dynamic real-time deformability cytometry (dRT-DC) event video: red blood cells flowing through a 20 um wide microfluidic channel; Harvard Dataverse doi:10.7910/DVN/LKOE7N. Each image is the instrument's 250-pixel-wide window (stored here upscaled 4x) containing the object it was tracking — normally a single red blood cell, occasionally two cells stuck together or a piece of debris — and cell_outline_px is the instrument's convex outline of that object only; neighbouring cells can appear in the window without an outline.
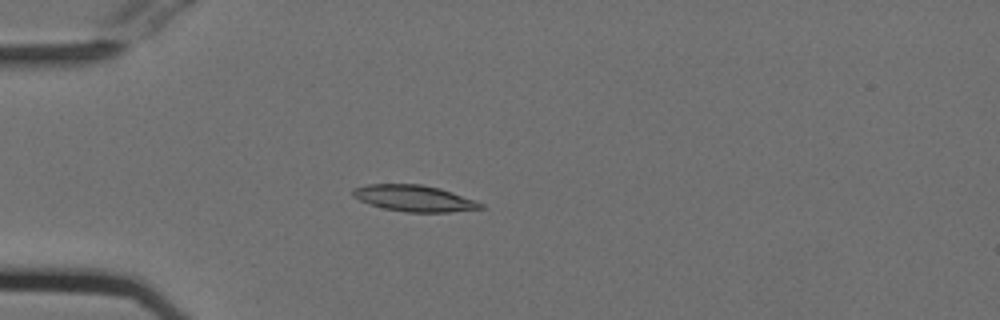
{"species": "Egyptian fruit bat (a non-hibernating species)", "species_latin": "Rousettus aegyptiacus", "temperature_condition": "cold", "stored_images_in_passage": 49, "camera_frame_rate_fps": 3000, "um_per_image_px": 0.085, "animal": {"sex": "female"}, "frame": {"image": 1, "passage_image": 10, "time_ms": 3.0, "image_size_px": [1000, 320], "cell_outline_px": [[484, 208], [448, 212], [408, 212], [384, 208], [360, 200], [352, 196], [352, 188], [368, 184], [424, 184], [440, 188], [476, 200], [484, 204]], "centroid_in_image_um": [35.23, 16.84], "position_along_channel_um": 49.8, "area_um2": 19.54}}
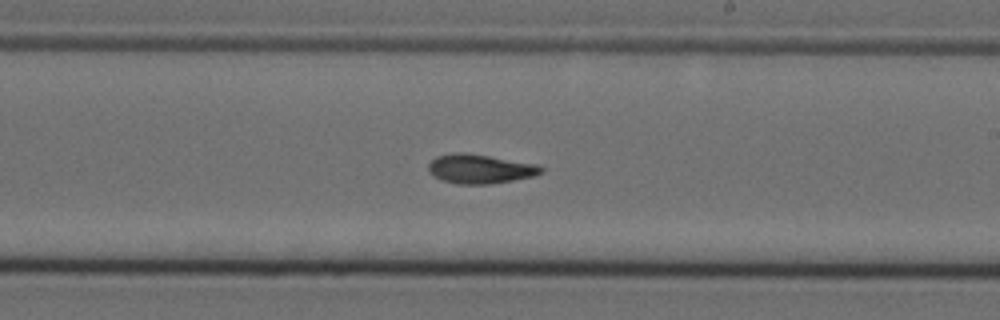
{"frame": {"image": 2, "passage_image": 27, "time_ms": 8.667, "image_size_px": [1000, 320], "cell_outline_px": [[544, 172], [532, 176], [492, 184], [456, 184], [440, 180], [432, 176], [428, 172], [428, 164], [436, 156], [456, 152], [464, 152], [536, 164], [544, 168]], "centroid_in_image_um": [40.75, 14.36], "position_along_channel_um": 248.3, "area_um2": 19.25}}
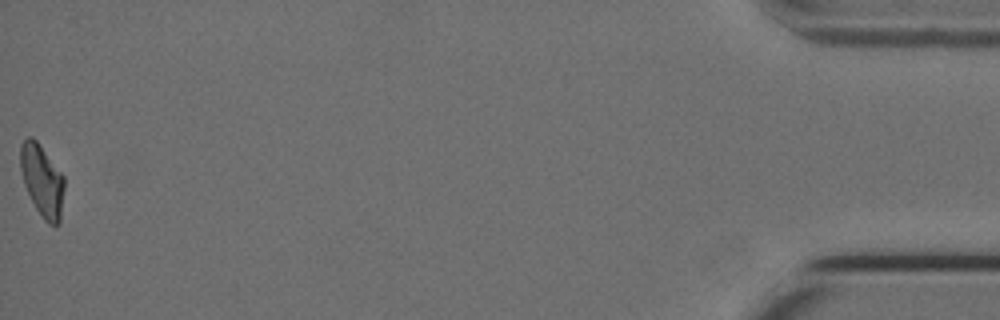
{"frame": {"image": 3, "passage_image": 49, "time_ms": 16.0, "image_size_px": [1000, 320], "cell_outline_px": [[64, 188], [60, 224], [48, 224], [44, 220], [36, 208], [24, 184], [20, 168], [20, 144], [28, 136], [32, 136], [36, 140], [64, 176]], "centroid_in_image_um": [3.58, 15.34], "position_along_channel_um": 431.6, "area_um2": 18.26}, "authors_computed_cell_mechanics": {"area_um2": 18.5538, "velocity_mm_per_s": 3.7682, "shape_relaxation_time_tau1_ms": 10.1742, "shape_relaxation_time_tau2_ms": 2.647, "deformation_change_tau1": 0.2451, "deformation_change_tau2": 0.0833}}